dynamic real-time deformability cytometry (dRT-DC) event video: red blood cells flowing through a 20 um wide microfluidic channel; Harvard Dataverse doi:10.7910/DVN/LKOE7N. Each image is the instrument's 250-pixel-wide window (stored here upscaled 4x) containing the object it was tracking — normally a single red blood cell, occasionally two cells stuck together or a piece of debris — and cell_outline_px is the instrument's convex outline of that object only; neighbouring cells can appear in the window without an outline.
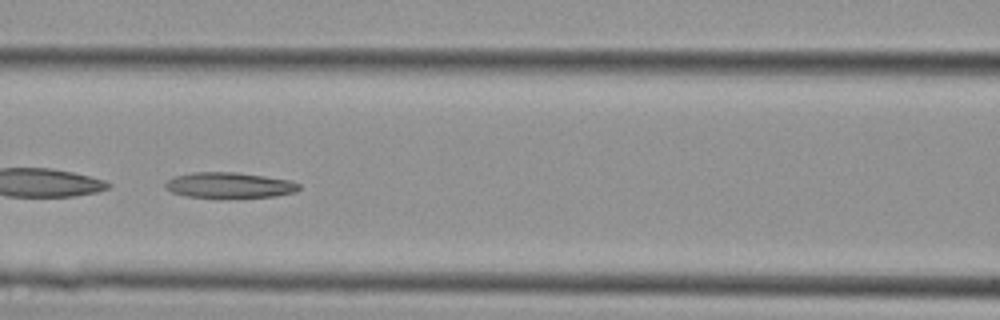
{"species": "Egyptian fruit bat (a non-hibernating species)", "species_latin": "Rousettus aegyptiacus", "temperature_condition": "cold", "stored_images_in_passage": 39, "camera_frame_rate_fps": 3000, "um_per_image_px": 0.085, "animal": {"sex": "female"}, "frame": {"image": 1, "passage_image": 17, "time_ms": 5.333, "image_size_px": [1000, 320], "cell_outline_px": [[300, 188], [296, 192], [276, 196], [188, 196], [172, 192], [164, 188], [164, 184], [172, 176], [192, 172], [236, 172], [264, 176], [288, 180], [300, 184]], "centroid_in_image_um": [19.47, 15.71], "position_along_channel_um": 147.1, "area_um2": 19.48}}